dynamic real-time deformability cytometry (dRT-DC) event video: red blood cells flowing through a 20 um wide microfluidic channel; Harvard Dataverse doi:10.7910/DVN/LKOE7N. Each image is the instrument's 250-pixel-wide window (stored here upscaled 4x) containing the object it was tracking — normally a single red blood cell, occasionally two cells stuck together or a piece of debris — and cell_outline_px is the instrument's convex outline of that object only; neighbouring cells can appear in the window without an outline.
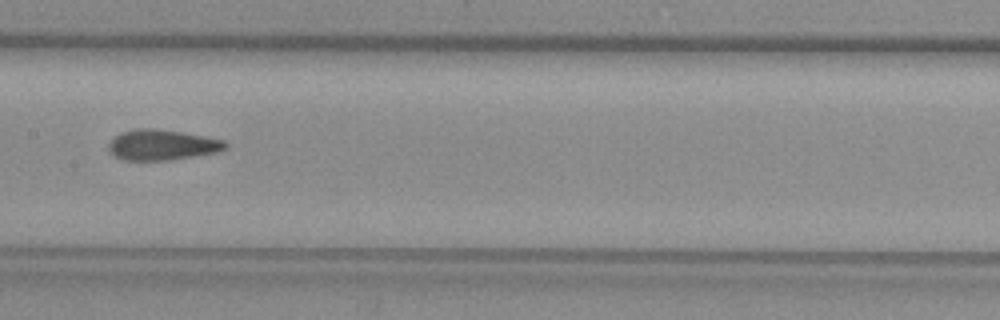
{"species": "common noctule bat (a hibernating species)", "species_latin": "Nyctalus noctula", "temperature_condition": "warm", "stored_images_in_passage": 31, "camera_frame_rate_fps": 3000, "um_per_image_px": 0.085, "animal": {"sex": "female", "body_mass_g": 29.2, "forearm_length_mm": 56.3}, "frame": {"image": 1, "passage_image": 10, "time_ms": 3.0, "image_size_px": [1000, 320], "cell_outline_px": [[228, 148], [216, 152], [172, 160], [124, 160], [112, 156], [108, 152], [108, 144], [120, 132], [136, 128], [152, 128], [180, 132], [204, 136], [224, 140], [228, 144]], "centroid_in_image_um": [13.75, 12.32], "position_along_channel_um": 193.7, "area_um2": 20.87}}